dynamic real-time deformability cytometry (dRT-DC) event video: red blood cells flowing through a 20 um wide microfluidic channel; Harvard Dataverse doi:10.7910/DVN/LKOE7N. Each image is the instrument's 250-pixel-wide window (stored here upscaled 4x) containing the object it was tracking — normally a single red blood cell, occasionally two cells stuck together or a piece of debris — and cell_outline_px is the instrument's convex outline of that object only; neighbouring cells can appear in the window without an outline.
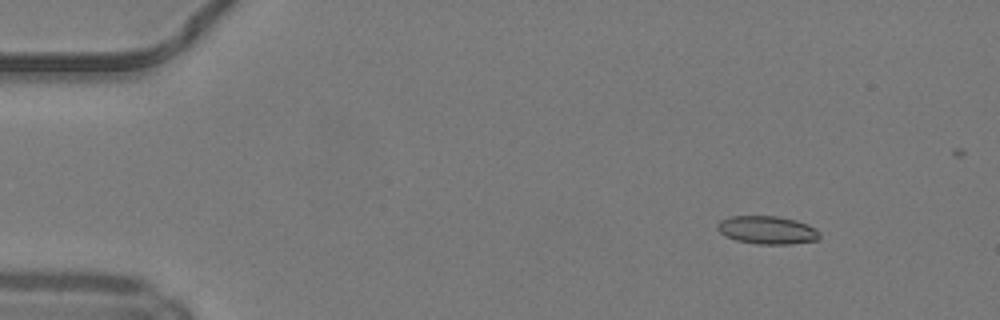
{"species": "common noctule bat (a hibernating species)", "species_latin": "Nyctalus noctula", "temperature_condition": "warm", "stored_images_in_passage": 44, "camera_frame_rate_fps": 3000, "um_per_image_px": 0.085, "animal": {"sex": "male", "body_mass_g": 19.2, "forearm_length_mm": 51.8}, "frame": {"image": 1, "passage_image": 1, "time_ms": 0.0, "image_size_px": [1000, 320], "cell_outline_px": [[820, 236], [816, 240], [792, 244], [756, 244], [736, 240], [724, 236], [716, 228], [716, 224], [720, 220], [728, 216], [776, 216], [796, 220], [808, 224], [816, 228], [820, 232]], "centroid_in_image_um": [65.19, 19.55], "position_along_channel_um": 19.8, "area_um2": 16.94}}
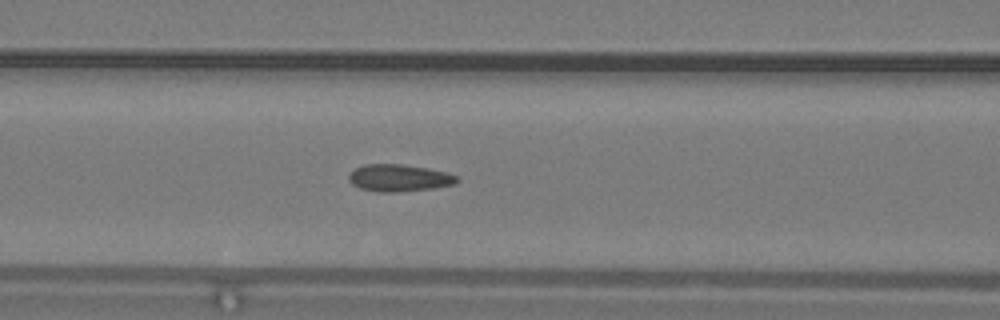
{"frame": {"image": 2, "passage_image": 16, "time_ms": 5.0, "image_size_px": [1000, 320], "cell_outline_px": [[460, 180], [456, 184], [432, 188], [396, 192], [380, 192], [360, 188], [352, 184], [348, 180], [348, 176], [356, 168], [364, 164], [400, 164], [428, 168], [448, 172], [456, 176]], "centroid_in_image_um": [33.94, 15.12], "position_along_channel_um": 132.7, "area_um2": 17.05}}
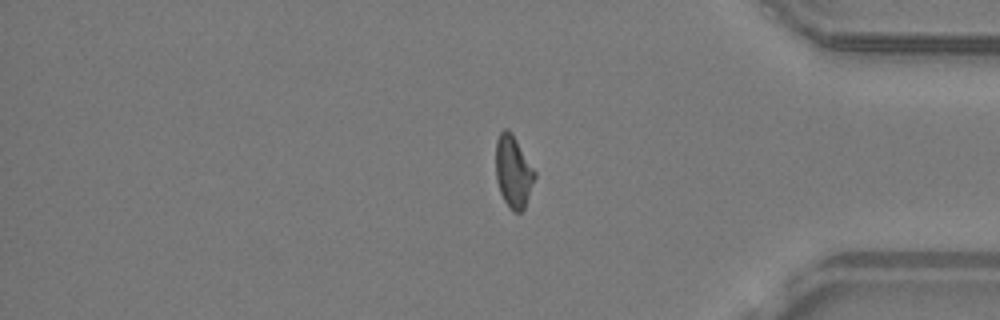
{"frame": {"image": 3, "passage_image": 36, "time_ms": 11.667, "image_size_px": [1000, 320], "cell_outline_px": [[536, 176], [524, 208], [520, 212], [512, 212], [504, 200], [500, 192], [496, 180], [496, 140], [500, 132], [504, 128], [508, 128], [512, 132], [536, 172]], "centroid_in_image_um": [43.62, 14.56], "position_along_channel_um": 391.6, "area_um2": 16.42}, "authors_computed_cell_mechanics": {"area_um2": 16.5886, "velocity_mm_per_s": 4.2191, "shape_relaxation_time_tau1_ms": null, "shape_relaxation_time_tau2_ms": 1.2232, "deformation_change_tau1": null, "deformation_change_tau2": 0.0959}}